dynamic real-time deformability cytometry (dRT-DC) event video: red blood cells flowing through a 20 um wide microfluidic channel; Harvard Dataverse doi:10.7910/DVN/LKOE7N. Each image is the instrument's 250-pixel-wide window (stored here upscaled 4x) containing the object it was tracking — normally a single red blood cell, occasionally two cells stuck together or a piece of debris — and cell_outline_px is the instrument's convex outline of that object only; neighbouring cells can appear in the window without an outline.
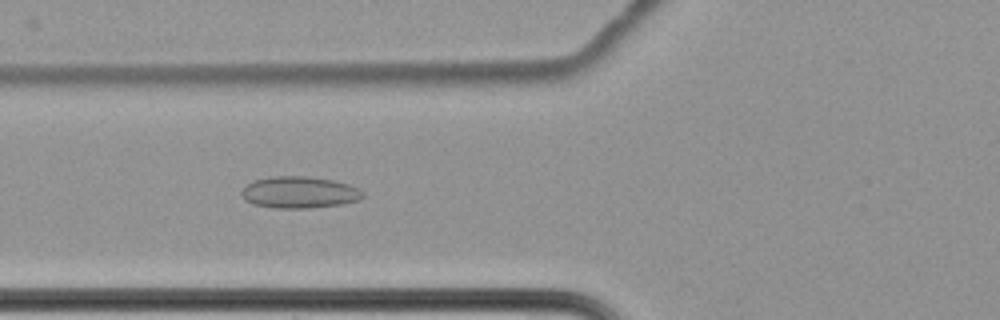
{"species": "common noctule bat (a hibernating species)", "species_latin": "Nyctalus noctula", "temperature_condition": "cold", "stored_images_in_passage": 66, "camera_frame_rate_fps": 3000, "um_per_image_px": 0.085, "animal": {"sex": "female", "body_mass_g": 22.7, "forearm_length_mm": 54.2}, "frame": {"image": 1, "passage_image": 29, "time_ms": 9.333, "image_size_px": [1000, 320], "cell_outline_px": [[364, 196], [360, 200], [340, 204], [308, 208], [272, 208], [252, 204], [244, 200], [240, 192], [252, 180], [272, 176], [304, 176], [332, 180], [348, 184], [360, 188], [364, 192]], "centroid_in_image_um": [25.43, 16.35], "position_along_channel_um": 100.4, "area_um2": 22.54}}
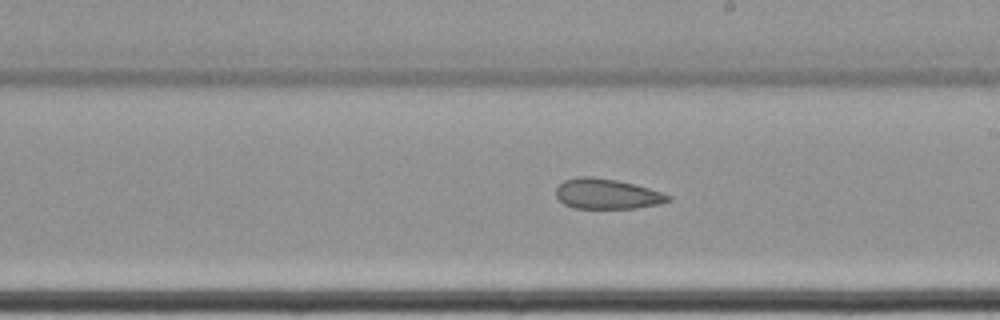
{"frame": {"image": 2, "passage_image": 41, "time_ms": 13.333, "image_size_px": [1000, 320], "cell_outline_px": [[672, 200], [660, 204], [636, 208], [572, 208], [564, 204], [556, 196], [556, 188], [564, 180], [580, 176], [592, 176], [616, 180], [648, 188], [672, 196]], "centroid_in_image_um": [51.58, 16.49], "position_along_channel_um": 237.4, "area_um2": 19.71}}
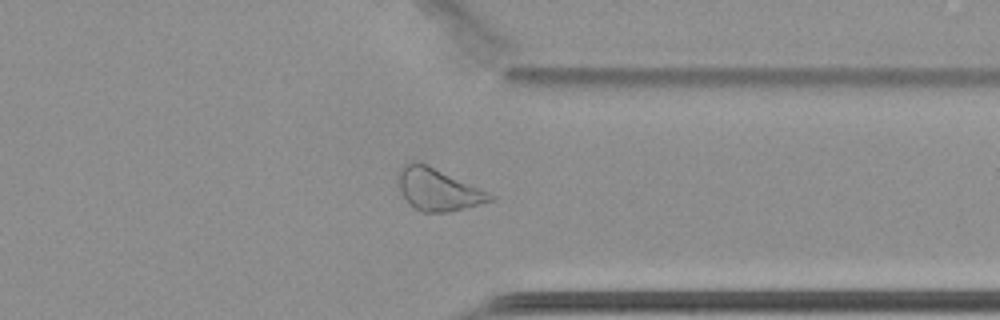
{"frame": {"image": 3, "passage_image": 53, "time_ms": 17.333, "image_size_px": [1000, 320], "cell_outline_px": [[496, 200], [448, 212], [420, 212], [408, 204], [400, 188], [396, 176], [400, 168], [404, 164], [416, 160], [428, 164], [488, 192], [496, 196]], "centroid_in_image_um": [37.21, 16.1], "position_along_channel_um": 374.2, "area_um2": 22.72}, "authors_computed_cell_mechanics": {"area_um2": 25.7499, "velocity_mm_per_s": 3.4283, "shape_relaxation_time_tau1_ms": null, "shape_relaxation_time_tau2_ms": 4.5075, "deformation_change_tau1": null, "deformation_change_tau2": 0.1146}}